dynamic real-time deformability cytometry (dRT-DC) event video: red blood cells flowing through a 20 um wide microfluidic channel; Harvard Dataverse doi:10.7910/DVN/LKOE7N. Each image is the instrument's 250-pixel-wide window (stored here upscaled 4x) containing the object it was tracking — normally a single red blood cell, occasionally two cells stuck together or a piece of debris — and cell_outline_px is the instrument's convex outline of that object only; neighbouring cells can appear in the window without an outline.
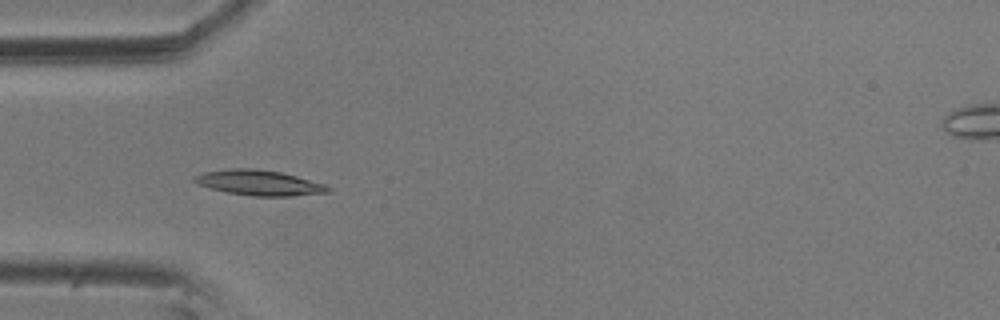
{"species": "common noctule bat (a hibernating species)", "species_latin": "Nyctalus noctula", "temperature_condition": "room temperature", "stored_images_in_passage": 10, "camera_frame_rate_fps": 3000, "um_per_image_px": 0.085, "animal": {"sex": "male", "body_mass_g": 20.5, "forearm_length_mm": 52.5}, "frame": {"image": 1, "passage_image": 5, "time_ms": 1.333, "image_size_px": [1000, 320], "cell_outline_px": [[332, 192], [292, 196], [252, 196], [228, 192], [196, 184], [192, 180], [192, 176], [204, 172], [232, 168], [256, 168], [280, 172], [296, 176], [324, 184], [332, 188]], "centroid_in_image_um": [22.03, 15.53], "position_along_channel_um": 63.0, "area_um2": 19.71}}
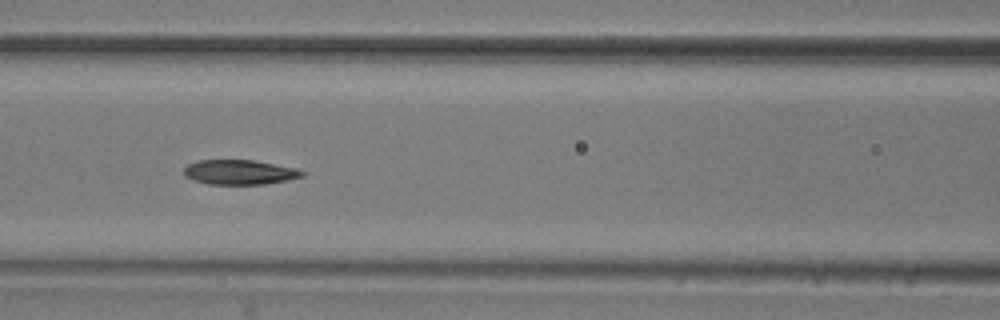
{"frame": {"image": 2, "passage_image": 7, "time_ms": 2.0, "image_size_px": [1000, 320], "cell_outline_px": [[304, 176], [288, 180], [264, 184], [208, 184], [192, 180], [184, 176], [184, 168], [188, 164], [196, 160], [252, 160], [296, 168], [304, 172]], "centroid_in_image_um": [20.33, 14.64], "position_along_channel_um": 146.3, "area_um2": 17.05}}
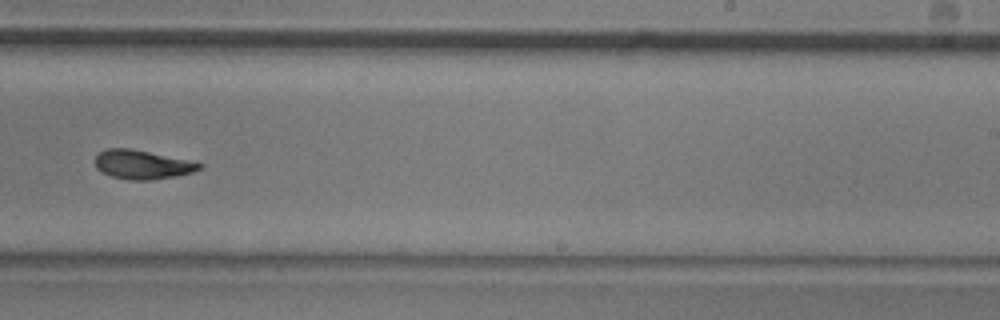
{"frame": {"image": 3, "passage_image": 10, "time_ms": 3.0, "image_size_px": [1000, 320], "cell_outline_px": [[204, 164], [200, 168], [192, 172], [176, 176], [148, 180], [132, 180], [112, 176], [100, 172], [96, 168], [96, 156], [100, 152], [108, 148], [128, 148], [148, 152]], "centroid_in_image_um": [12.05, 14.0], "position_along_channel_um": 277.0, "area_um2": 17.17}}